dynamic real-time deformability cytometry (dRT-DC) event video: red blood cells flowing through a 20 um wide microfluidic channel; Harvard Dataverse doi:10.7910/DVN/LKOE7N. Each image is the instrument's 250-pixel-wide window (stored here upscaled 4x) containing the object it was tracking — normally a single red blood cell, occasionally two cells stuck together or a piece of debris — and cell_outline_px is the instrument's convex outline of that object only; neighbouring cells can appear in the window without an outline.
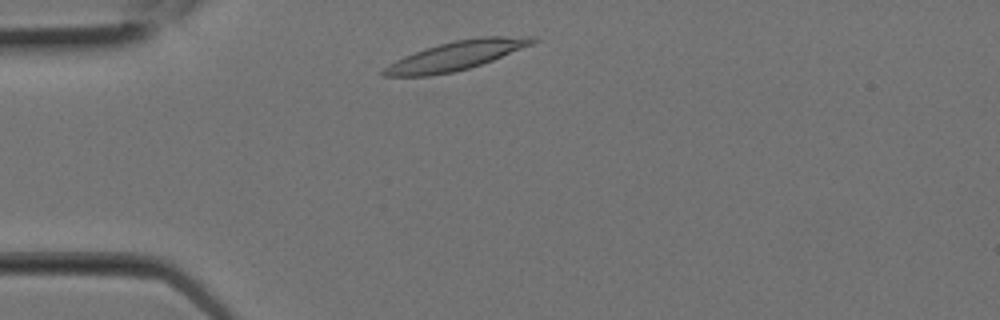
{"species": "Egyptian fruit bat (a non-hibernating species)", "species_latin": "Rousettus aegyptiacus", "temperature_condition": "room temperature", "stored_images_in_passage": 9, "camera_frame_rate_fps": 3000, "um_per_image_px": 0.085, "animal": {"sex": "female"}, "frame": {"image": 1, "passage_image": 1, "time_ms": 0.0, "image_size_px": [1000, 320], "cell_outline_px": [[540, 40], [532, 44], [492, 60], [468, 68], [452, 72], [428, 76], [384, 76], [380, 72], [388, 64], [404, 56], [424, 48], [456, 40], [484, 36], [536, 36]], "centroid_in_image_um": [38.77, 4.72], "position_along_channel_um": 46.2, "area_um2": 24.91}}
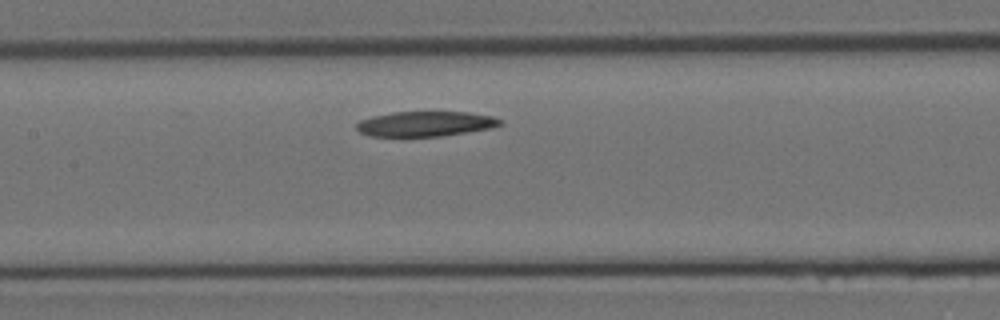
{"frame": {"image": 2, "passage_image": 6, "time_ms": 1.667, "image_size_px": [1000, 320], "cell_outline_px": [[504, 124], [492, 128], [468, 132], [440, 136], [368, 136], [360, 132], [356, 128], [356, 124], [360, 120], [372, 116], [392, 112], [468, 112], [492, 116], [500, 120]], "centroid_in_image_um": [36.16, 10.52], "position_along_channel_um": 171.2, "area_um2": 20.98}}
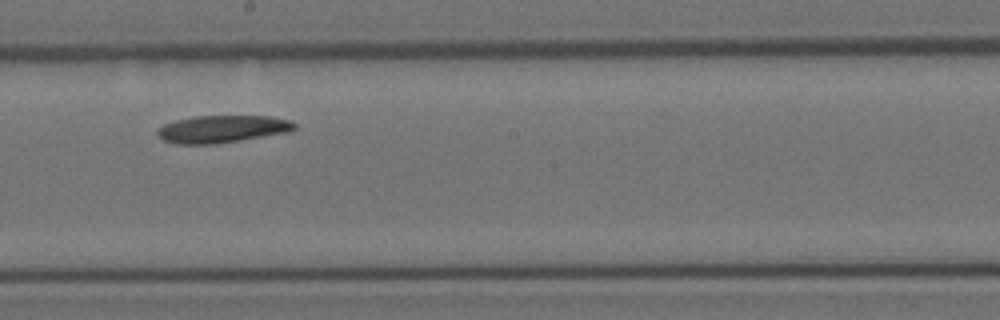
{"frame": {"image": 3, "passage_image": 8, "time_ms": 2.333, "image_size_px": [1000, 320], "cell_outline_px": [[296, 128], [288, 132], [216, 144], [176, 144], [164, 140], [156, 132], [156, 128], [164, 124], [176, 120], [196, 116], [268, 116], [288, 120], [296, 124]], "centroid_in_image_um": [18.86, 10.97], "position_along_channel_um": 229.3, "area_um2": 21.73}}